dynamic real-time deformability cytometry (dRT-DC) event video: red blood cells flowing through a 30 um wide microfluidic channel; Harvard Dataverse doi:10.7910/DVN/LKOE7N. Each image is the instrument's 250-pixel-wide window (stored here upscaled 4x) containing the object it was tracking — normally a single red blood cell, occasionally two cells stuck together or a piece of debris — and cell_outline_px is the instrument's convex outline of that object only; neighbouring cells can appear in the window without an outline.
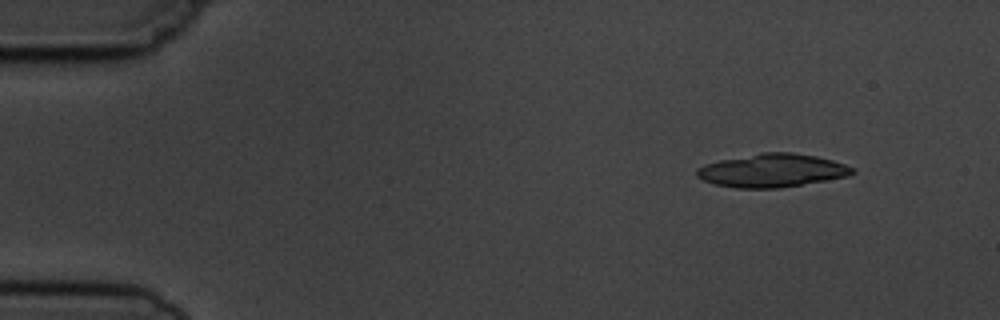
{"species": "common noctule bat (a hibernating species)", "species_latin": "Nyctalus noctula", "temperature_condition": "cold", "stored_images_in_passage": 4, "camera_frame_rate_fps": 3000, "um_per_image_px": 0.085, "animal": {"sex": "male", "body_mass_g": 19.5, "forearm_length_mm": 54.6}, "frame": {"image": 1, "passage_image": 1, "time_ms": 0.0, "image_size_px": [1000, 320], "cell_outline_px": [[856, 172], [848, 176], [828, 180], [780, 188], [736, 188], [716, 184], [704, 180], [696, 176], [696, 168], [720, 160], [764, 152], [792, 152], [816, 156], [832, 160], [856, 168]], "centroid_in_image_um": [65.68, 14.49], "position_along_channel_um": 19.3, "area_um2": 30.11}}